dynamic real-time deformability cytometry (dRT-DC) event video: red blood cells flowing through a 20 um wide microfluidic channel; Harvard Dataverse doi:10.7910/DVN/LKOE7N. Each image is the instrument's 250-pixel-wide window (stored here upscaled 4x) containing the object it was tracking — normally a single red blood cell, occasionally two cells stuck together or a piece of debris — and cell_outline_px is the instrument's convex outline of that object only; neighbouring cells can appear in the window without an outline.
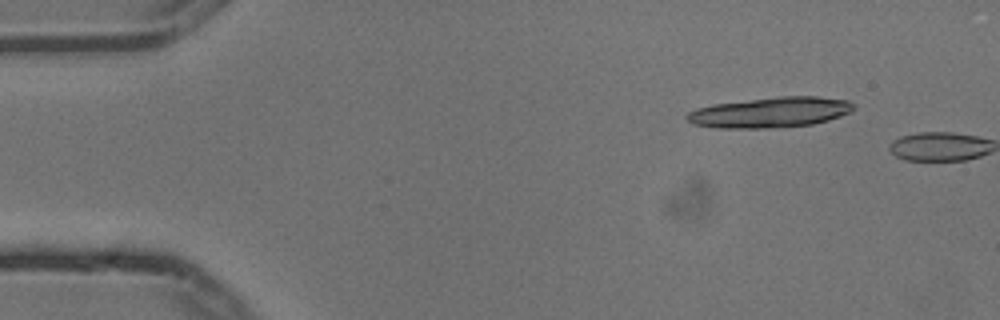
{"species": "common noctule bat (a hibernating species)", "species_latin": "Nyctalus noctula", "temperature_condition": "cold", "stored_images_in_passage": 3, "camera_frame_rate_fps": 3000, "um_per_image_px": 0.085, "animal": {"sex": "male", "body_mass_g": 13.3}, "frame": {"image": 1, "passage_image": 2, "time_ms": 0.333, "image_size_px": [1000, 320], "cell_outline_px": [[856, 108], [852, 112], [828, 120], [812, 124], [764, 128], [716, 128], [692, 124], [684, 116], [688, 112], [696, 108], [712, 104], [780, 96], [816, 96], [848, 100], [856, 104]], "centroid_in_image_um": [65.48, 9.54], "position_along_channel_um": 19.5, "area_um2": 29.71}}